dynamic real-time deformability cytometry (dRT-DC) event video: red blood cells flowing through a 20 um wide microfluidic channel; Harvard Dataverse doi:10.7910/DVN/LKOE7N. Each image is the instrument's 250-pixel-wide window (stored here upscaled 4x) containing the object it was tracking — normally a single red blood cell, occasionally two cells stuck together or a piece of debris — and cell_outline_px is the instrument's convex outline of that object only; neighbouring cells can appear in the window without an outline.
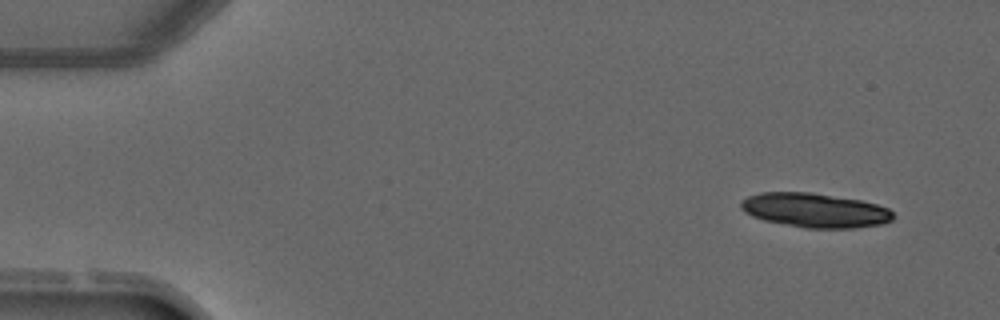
{"species": "common noctule bat (a hibernating species)", "species_latin": "Nyctalus noctula", "temperature_condition": "warm", "stored_images_in_passage": 5, "camera_frame_rate_fps": 3000, "um_per_image_px": 0.085, "animal": {"sex": "male", "forearm_length_mm": 52.5}, "frame": {"image": 1, "passage_image": 1, "time_ms": 0.0, "image_size_px": [1000, 320], "cell_outline_px": [[892, 220], [884, 224], [852, 228], [808, 228], [764, 220], [752, 216], [744, 212], [740, 208], [740, 200], [748, 196], [760, 192], [812, 192], [860, 200], [876, 204], [888, 208], [892, 212]], "centroid_in_image_um": [69.24, 17.86], "position_along_channel_um": 15.8, "area_um2": 30.46}}
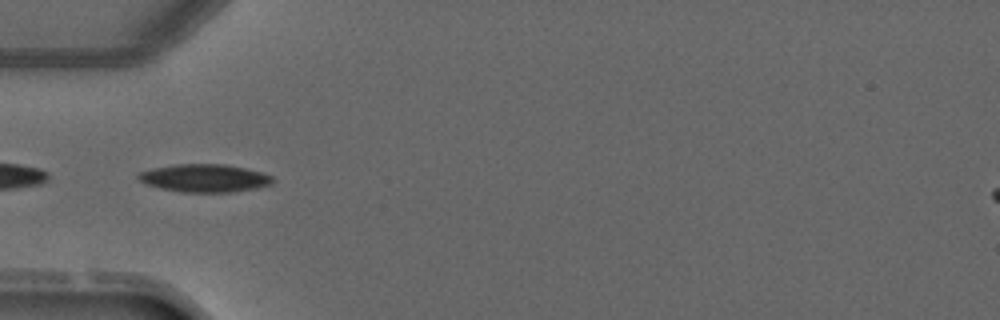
{"frame": {"image": 2, "passage_image": 4, "time_ms": 3.667, "image_size_px": [1000, 320], "cell_outline_px": [[276, 180], [272, 184], [256, 188], [232, 192], [180, 192], [160, 188], [144, 184], [136, 180], [136, 176], [140, 172], [152, 168], [176, 164], [224, 164], [264, 172], [272, 176]], "centroid_in_image_um": [17.37, 15.14], "position_along_channel_um": 67.6, "area_um2": 22.14}}
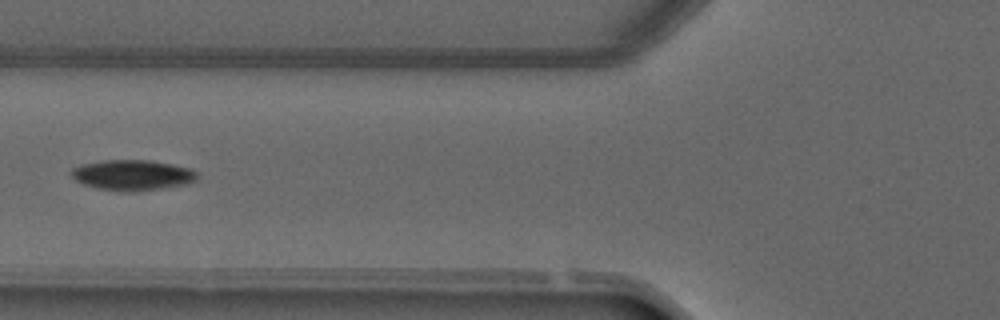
{"frame": {"image": 3, "passage_image": 5, "time_ms": 4.667, "image_size_px": [1000, 320], "cell_outline_px": [[200, 176], [196, 180], [188, 184], [164, 188], [96, 188], [84, 184], [76, 180], [72, 176], [72, 168], [84, 164], [104, 160], [148, 160], [172, 164], [192, 168], [200, 172]], "centroid_in_image_um": [11.37, 14.83], "position_along_channel_um": 114.4, "area_um2": 21.5}}